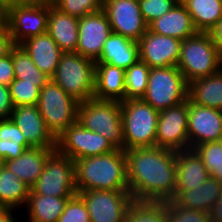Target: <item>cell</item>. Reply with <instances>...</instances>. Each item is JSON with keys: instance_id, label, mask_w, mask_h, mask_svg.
<instances>
[{"instance_id": "1", "label": "cell", "mask_w": 222, "mask_h": 222, "mask_svg": "<svg viewBox=\"0 0 222 222\" xmlns=\"http://www.w3.org/2000/svg\"><path fill=\"white\" fill-rule=\"evenodd\" d=\"M127 179L133 200L171 201L176 188V151L138 147L125 151Z\"/></svg>"}, {"instance_id": "2", "label": "cell", "mask_w": 222, "mask_h": 222, "mask_svg": "<svg viewBox=\"0 0 222 222\" xmlns=\"http://www.w3.org/2000/svg\"><path fill=\"white\" fill-rule=\"evenodd\" d=\"M74 173L77 192L129 191L124 150L74 160Z\"/></svg>"}, {"instance_id": "3", "label": "cell", "mask_w": 222, "mask_h": 222, "mask_svg": "<svg viewBox=\"0 0 222 222\" xmlns=\"http://www.w3.org/2000/svg\"><path fill=\"white\" fill-rule=\"evenodd\" d=\"M77 121L87 130L107 139L118 150H124V136L119 101L96 98L79 102Z\"/></svg>"}, {"instance_id": "4", "label": "cell", "mask_w": 222, "mask_h": 222, "mask_svg": "<svg viewBox=\"0 0 222 222\" xmlns=\"http://www.w3.org/2000/svg\"><path fill=\"white\" fill-rule=\"evenodd\" d=\"M177 68L188 83L222 68V58L210 33L198 32L182 41Z\"/></svg>"}, {"instance_id": "5", "label": "cell", "mask_w": 222, "mask_h": 222, "mask_svg": "<svg viewBox=\"0 0 222 222\" xmlns=\"http://www.w3.org/2000/svg\"><path fill=\"white\" fill-rule=\"evenodd\" d=\"M124 151L156 146L159 111L143 99L120 102Z\"/></svg>"}, {"instance_id": "6", "label": "cell", "mask_w": 222, "mask_h": 222, "mask_svg": "<svg viewBox=\"0 0 222 222\" xmlns=\"http://www.w3.org/2000/svg\"><path fill=\"white\" fill-rule=\"evenodd\" d=\"M96 62L75 52L63 53L51 78L78 102L94 98Z\"/></svg>"}, {"instance_id": "7", "label": "cell", "mask_w": 222, "mask_h": 222, "mask_svg": "<svg viewBox=\"0 0 222 222\" xmlns=\"http://www.w3.org/2000/svg\"><path fill=\"white\" fill-rule=\"evenodd\" d=\"M79 102L67 94L52 79L41 89L38 109L46 127L55 138L77 122Z\"/></svg>"}, {"instance_id": "8", "label": "cell", "mask_w": 222, "mask_h": 222, "mask_svg": "<svg viewBox=\"0 0 222 222\" xmlns=\"http://www.w3.org/2000/svg\"><path fill=\"white\" fill-rule=\"evenodd\" d=\"M142 99L158 111L179 105L188 99V82L175 66L151 68Z\"/></svg>"}, {"instance_id": "9", "label": "cell", "mask_w": 222, "mask_h": 222, "mask_svg": "<svg viewBox=\"0 0 222 222\" xmlns=\"http://www.w3.org/2000/svg\"><path fill=\"white\" fill-rule=\"evenodd\" d=\"M29 194L56 197H73L75 186L74 160L54 150L48 157L44 170Z\"/></svg>"}, {"instance_id": "10", "label": "cell", "mask_w": 222, "mask_h": 222, "mask_svg": "<svg viewBox=\"0 0 222 222\" xmlns=\"http://www.w3.org/2000/svg\"><path fill=\"white\" fill-rule=\"evenodd\" d=\"M49 2L7 3L6 23L14 45L47 32Z\"/></svg>"}, {"instance_id": "11", "label": "cell", "mask_w": 222, "mask_h": 222, "mask_svg": "<svg viewBox=\"0 0 222 222\" xmlns=\"http://www.w3.org/2000/svg\"><path fill=\"white\" fill-rule=\"evenodd\" d=\"M56 150L72 160L106 154L116 150L101 135L85 129L78 121L56 138Z\"/></svg>"}, {"instance_id": "12", "label": "cell", "mask_w": 222, "mask_h": 222, "mask_svg": "<svg viewBox=\"0 0 222 222\" xmlns=\"http://www.w3.org/2000/svg\"><path fill=\"white\" fill-rule=\"evenodd\" d=\"M77 194L85 202L91 222H125L133 201L130 191L89 190Z\"/></svg>"}, {"instance_id": "13", "label": "cell", "mask_w": 222, "mask_h": 222, "mask_svg": "<svg viewBox=\"0 0 222 222\" xmlns=\"http://www.w3.org/2000/svg\"><path fill=\"white\" fill-rule=\"evenodd\" d=\"M188 99L183 103L159 111L156 146L182 151L189 149Z\"/></svg>"}, {"instance_id": "14", "label": "cell", "mask_w": 222, "mask_h": 222, "mask_svg": "<svg viewBox=\"0 0 222 222\" xmlns=\"http://www.w3.org/2000/svg\"><path fill=\"white\" fill-rule=\"evenodd\" d=\"M112 32L138 42L148 30L138 0H103Z\"/></svg>"}, {"instance_id": "15", "label": "cell", "mask_w": 222, "mask_h": 222, "mask_svg": "<svg viewBox=\"0 0 222 222\" xmlns=\"http://www.w3.org/2000/svg\"><path fill=\"white\" fill-rule=\"evenodd\" d=\"M78 44L75 53L97 62L103 45L112 33L109 20L101 9L79 18Z\"/></svg>"}, {"instance_id": "16", "label": "cell", "mask_w": 222, "mask_h": 222, "mask_svg": "<svg viewBox=\"0 0 222 222\" xmlns=\"http://www.w3.org/2000/svg\"><path fill=\"white\" fill-rule=\"evenodd\" d=\"M189 149L202 143L222 140V111L188 100Z\"/></svg>"}, {"instance_id": "17", "label": "cell", "mask_w": 222, "mask_h": 222, "mask_svg": "<svg viewBox=\"0 0 222 222\" xmlns=\"http://www.w3.org/2000/svg\"><path fill=\"white\" fill-rule=\"evenodd\" d=\"M139 60L150 68L177 67L182 41L169 36L156 34L149 29L138 41Z\"/></svg>"}, {"instance_id": "18", "label": "cell", "mask_w": 222, "mask_h": 222, "mask_svg": "<svg viewBox=\"0 0 222 222\" xmlns=\"http://www.w3.org/2000/svg\"><path fill=\"white\" fill-rule=\"evenodd\" d=\"M11 119L32 148H56V138L46 127L37 105L14 107Z\"/></svg>"}, {"instance_id": "19", "label": "cell", "mask_w": 222, "mask_h": 222, "mask_svg": "<svg viewBox=\"0 0 222 222\" xmlns=\"http://www.w3.org/2000/svg\"><path fill=\"white\" fill-rule=\"evenodd\" d=\"M148 29L156 34L177 38L181 41L198 33L185 5L178 2L171 10L152 21Z\"/></svg>"}, {"instance_id": "20", "label": "cell", "mask_w": 222, "mask_h": 222, "mask_svg": "<svg viewBox=\"0 0 222 222\" xmlns=\"http://www.w3.org/2000/svg\"><path fill=\"white\" fill-rule=\"evenodd\" d=\"M20 46L26 50L40 71L50 79L54 76L64 52L47 32L26 39Z\"/></svg>"}, {"instance_id": "21", "label": "cell", "mask_w": 222, "mask_h": 222, "mask_svg": "<svg viewBox=\"0 0 222 222\" xmlns=\"http://www.w3.org/2000/svg\"><path fill=\"white\" fill-rule=\"evenodd\" d=\"M221 195L222 182L209 176L199 187L196 186L188 191H175L171 202L176 207H186L210 213Z\"/></svg>"}, {"instance_id": "22", "label": "cell", "mask_w": 222, "mask_h": 222, "mask_svg": "<svg viewBox=\"0 0 222 222\" xmlns=\"http://www.w3.org/2000/svg\"><path fill=\"white\" fill-rule=\"evenodd\" d=\"M79 18L57 9L49 1L47 33L64 52H76L78 44Z\"/></svg>"}, {"instance_id": "23", "label": "cell", "mask_w": 222, "mask_h": 222, "mask_svg": "<svg viewBox=\"0 0 222 222\" xmlns=\"http://www.w3.org/2000/svg\"><path fill=\"white\" fill-rule=\"evenodd\" d=\"M209 176L203 161L193 149L176 152L175 191H188L199 187Z\"/></svg>"}, {"instance_id": "24", "label": "cell", "mask_w": 222, "mask_h": 222, "mask_svg": "<svg viewBox=\"0 0 222 222\" xmlns=\"http://www.w3.org/2000/svg\"><path fill=\"white\" fill-rule=\"evenodd\" d=\"M56 148H29L18 158L5 160L3 164L30 188L40 177L50 154Z\"/></svg>"}, {"instance_id": "25", "label": "cell", "mask_w": 222, "mask_h": 222, "mask_svg": "<svg viewBox=\"0 0 222 222\" xmlns=\"http://www.w3.org/2000/svg\"><path fill=\"white\" fill-rule=\"evenodd\" d=\"M139 60L138 42L112 32L103 45L96 63H106L124 70Z\"/></svg>"}, {"instance_id": "26", "label": "cell", "mask_w": 222, "mask_h": 222, "mask_svg": "<svg viewBox=\"0 0 222 222\" xmlns=\"http://www.w3.org/2000/svg\"><path fill=\"white\" fill-rule=\"evenodd\" d=\"M125 70L106 63L95 65L94 98L122 102L125 100Z\"/></svg>"}, {"instance_id": "27", "label": "cell", "mask_w": 222, "mask_h": 222, "mask_svg": "<svg viewBox=\"0 0 222 222\" xmlns=\"http://www.w3.org/2000/svg\"><path fill=\"white\" fill-rule=\"evenodd\" d=\"M188 100L222 111V68L215 74L188 83Z\"/></svg>"}, {"instance_id": "28", "label": "cell", "mask_w": 222, "mask_h": 222, "mask_svg": "<svg viewBox=\"0 0 222 222\" xmlns=\"http://www.w3.org/2000/svg\"><path fill=\"white\" fill-rule=\"evenodd\" d=\"M70 198L29 194L25 204L28 222H58Z\"/></svg>"}, {"instance_id": "29", "label": "cell", "mask_w": 222, "mask_h": 222, "mask_svg": "<svg viewBox=\"0 0 222 222\" xmlns=\"http://www.w3.org/2000/svg\"><path fill=\"white\" fill-rule=\"evenodd\" d=\"M31 188L21 181L3 163L0 164V207L23 208Z\"/></svg>"}, {"instance_id": "30", "label": "cell", "mask_w": 222, "mask_h": 222, "mask_svg": "<svg viewBox=\"0 0 222 222\" xmlns=\"http://www.w3.org/2000/svg\"><path fill=\"white\" fill-rule=\"evenodd\" d=\"M198 32L210 33L222 18V0H182Z\"/></svg>"}, {"instance_id": "31", "label": "cell", "mask_w": 222, "mask_h": 222, "mask_svg": "<svg viewBox=\"0 0 222 222\" xmlns=\"http://www.w3.org/2000/svg\"><path fill=\"white\" fill-rule=\"evenodd\" d=\"M32 148L25 140L16 123L10 119L0 120V161L18 158L26 149Z\"/></svg>"}, {"instance_id": "32", "label": "cell", "mask_w": 222, "mask_h": 222, "mask_svg": "<svg viewBox=\"0 0 222 222\" xmlns=\"http://www.w3.org/2000/svg\"><path fill=\"white\" fill-rule=\"evenodd\" d=\"M12 61L14 64L15 79L23 82L35 83L40 89L50 80V78L40 71L30 55L20 45L12 47Z\"/></svg>"}, {"instance_id": "33", "label": "cell", "mask_w": 222, "mask_h": 222, "mask_svg": "<svg viewBox=\"0 0 222 222\" xmlns=\"http://www.w3.org/2000/svg\"><path fill=\"white\" fill-rule=\"evenodd\" d=\"M125 222H166V201L133 200L126 211Z\"/></svg>"}, {"instance_id": "34", "label": "cell", "mask_w": 222, "mask_h": 222, "mask_svg": "<svg viewBox=\"0 0 222 222\" xmlns=\"http://www.w3.org/2000/svg\"><path fill=\"white\" fill-rule=\"evenodd\" d=\"M151 68L138 60L124 73L125 100L142 99L146 93Z\"/></svg>"}, {"instance_id": "35", "label": "cell", "mask_w": 222, "mask_h": 222, "mask_svg": "<svg viewBox=\"0 0 222 222\" xmlns=\"http://www.w3.org/2000/svg\"><path fill=\"white\" fill-rule=\"evenodd\" d=\"M193 150L203 161L209 175L221 181L222 142L202 143L195 146Z\"/></svg>"}, {"instance_id": "36", "label": "cell", "mask_w": 222, "mask_h": 222, "mask_svg": "<svg viewBox=\"0 0 222 222\" xmlns=\"http://www.w3.org/2000/svg\"><path fill=\"white\" fill-rule=\"evenodd\" d=\"M9 92L13 106H34L38 104L40 88L35 83L14 79L9 84Z\"/></svg>"}, {"instance_id": "37", "label": "cell", "mask_w": 222, "mask_h": 222, "mask_svg": "<svg viewBox=\"0 0 222 222\" xmlns=\"http://www.w3.org/2000/svg\"><path fill=\"white\" fill-rule=\"evenodd\" d=\"M60 11L75 17H83L102 9L103 0H51Z\"/></svg>"}, {"instance_id": "38", "label": "cell", "mask_w": 222, "mask_h": 222, "mask_svg": "<svg viewBox=\"0 0 222 222\" xmlns=\"http://www.w3.org/2000/svg\"><path fill=\"white\" fill-rule=\"evenodd\" d=\"M166 222H211L210 214L189 209L176 207L171 201H166Z\"/></svg>"}, {"instance_id": "39", "label": "cell", "mask_w": 222, "mask_h": 222, "mask_svg": "<svg viewBox=\"0 0 222 222\" xmlns=\"http://www.w3.org/2000/svg\"><path fill=\"white\" fill-rule=\"evenodd\" d=\"M58 222H91L87 206L78 194L67 201Z\"/></svg>"}, {"instance_id": "40", "label": "cell", "mask_w": 222, "mask_h": 222, "mask_svg": "<svg viewBox=\"0 0 222 222\" xmlns=\"http://www.w3.org/2000/svg\"><path fill=\"white\" fill-rule=\"evenodd\" d=\"M141 14L144 21L149 25L152 21L158 19L169 10H171L178 0H138Z\"/></svg>"}, {"instance_id": "41", "label": "cell", "mask_w": 222, "mask_h": 222, "mask_svg": "<svg viewBox=\"0 0 222 222\" xmlns=\"http://www.w3.org/2000/svg\"><path fill=\"white\" fill-rule=\"evenodd\" d=\"M15 79L12 49L5 57L0 58V84L9 86Z\"/></svg>"}, {"instance_id": "42", "label": "cell", "mask_w": 222, "mask_h": 222, "mask_svg": "<svg viewBox=\"0 0 222 222\" xmlns=\"http://www.w3.org/2000/svg\"><path fill=\"white\" fill-rule=\"evenodd\" d=\"M13 109L9 86L0 84V120L10 119Z\"/></svg>"}, {"instance_id": "43", "label": "cell", "mask_w": 222, "mask_h": 222, "mask_svg": "<svg viewBox=\"0 0 222 222\" xmlns=\"http://www.w3.org/2000/svg\"><path fill=\"white\" fill-rule=\"evenodd\" d=\"M13 46L12 37L6 23L2 28H0V58L9 54Z\"/></svg>"}, {"instance_id": "44", "label": "cell", "mask_w": 222, "mask_h": 222, "mask_svg": "<svg viewBox=\"0 0 222 222\" xmlns=\"http://www.w3.org/2000/svg\"><path fill=\"white\" fill-rule=\"evenodd\" d=\"M214 44L222 58V18L218 21L216 26L210 31Z\"/></svg>"}, {"instance_id": "45", "label": "cell", "mask_w": 222, "mask_h": 222, "mask_svg": "<svg viewBox=\"0 0 222 222\" xmlns=\"http://www.w3.org/2000/svg\"><path fill=\"white\" fill-rule=\"evenodd\" d=\"M209 214L211 222H222V195Z\"/></svg>"}, {"instance_id": "46", "label": "cell", "mask_w": 222, "mask_h": 222, "mask_svg": "<svg viewBox=\"0 0 222 222\" xmlns=\"http://www.w3.org/2000/svg\"><path fill=\"white\" fill-rule=\"evenodd\" d=\"M14 211L15 209L0 207V222H18L12 214Z\"/></svg>"}, {"instance_id": "47", "label": "cell", "mask_w": 222, "mask_h": 222, "mask_svg": "<svg viewBox=\"0 0 222 222\" xmlns=\"http://www.w3.org/2000/svg\"><path fill=\"white\" fill-rule=\"evenodd\" d=\"M7 4H0V28L6 24Z\"/></svg>"}, {"instance_id": "48", "label": "cell", "mask_w": 222, "mask_h": 222, "mask_svg": "<svg viewBox=\"0 0 222 222\" xmlns=\"http://www.w3.org/2000/svg\"><path fill=\"white\" fill-rule=\"evenodd\" d=\"M51 0H15V3H46Z\"/></svg>"}, {"instance_id": "49", "label": "cell", "mask_w": 222, "mask_h": 222, "mask_svg": "<svg viewBox=\"0 0 222 222\" xmlns=\"http://www.w3.org/2000/svg\"><path fill=\"white\" fill-rule=\"evenodd\" d=\"M7 3H15V0H5Z\"/></svg>"}, {"instance_id": "50", "label": "cell", "mask_w": 222, "mask_h": 222, "mask_svg": "<svg viewBox=\"0 0 222 222\" xmlns=\"http://www.w3.org/2000/svg\"><path fill=\"white\" fill-rule=\"evenodd\" d=\"M0 4H7L5 0H0Z\"/></svg>"}, {"instance_id": "51", "label": "cell", "mask_w": 222, "mask_h": 222, "mask_svg": "<svg viewBox=\"0 0 222 222\" xmlns=\"http://www.w3.org/2000/svg\"><path fill=\"white\" fill-rule=\"evenodd\" d=\"M222 142V140H221ZM221 182H222V161H221Z\"/></svg>"}]
</instances>
